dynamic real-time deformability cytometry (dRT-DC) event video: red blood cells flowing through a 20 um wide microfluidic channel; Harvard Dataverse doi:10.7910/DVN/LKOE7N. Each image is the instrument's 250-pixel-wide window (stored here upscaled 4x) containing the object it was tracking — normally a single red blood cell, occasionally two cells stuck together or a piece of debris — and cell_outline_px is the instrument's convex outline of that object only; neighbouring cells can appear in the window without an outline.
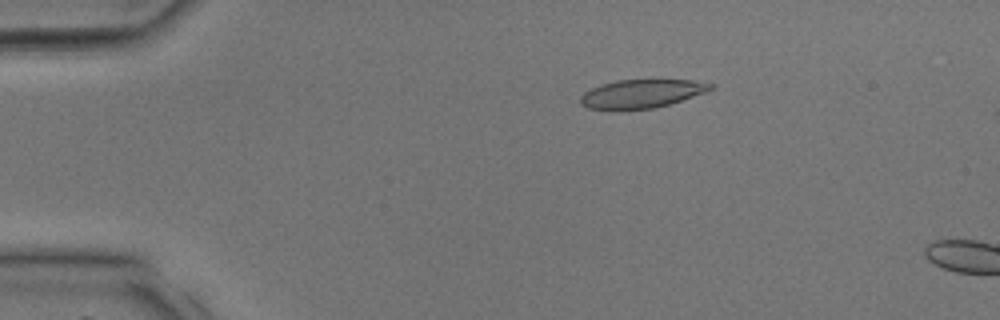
{"species": "common noctule bat (a hibernating species)", "species_latin": "Nyctalus noctula", "temperature_condition": "room temperature", "stored_images_in_passage": 9, "camera_frame_rate_fps": 3000, "um_per_image_px": 0.085, "animal": {"sex": "male", "body_mass_g": 17.9, "forearm_length_mm": 54.2}, "frame": {"image": 1, "passage_image": 7, "time_ms": 2.0, "image_size_px": [1000, 320], "cell_outline_px": [[716, 84], [708, 92], [656, 108], [620, 112], [612, 112], [588, 108], [580, 104], [580, 96], [584, 92], [600, 84], [620, 80], [692, 80]], "centroid_in_image_um": [54.49, 8.01], "position_along_channel_um": 30.5, "area_um2": 22.37}}